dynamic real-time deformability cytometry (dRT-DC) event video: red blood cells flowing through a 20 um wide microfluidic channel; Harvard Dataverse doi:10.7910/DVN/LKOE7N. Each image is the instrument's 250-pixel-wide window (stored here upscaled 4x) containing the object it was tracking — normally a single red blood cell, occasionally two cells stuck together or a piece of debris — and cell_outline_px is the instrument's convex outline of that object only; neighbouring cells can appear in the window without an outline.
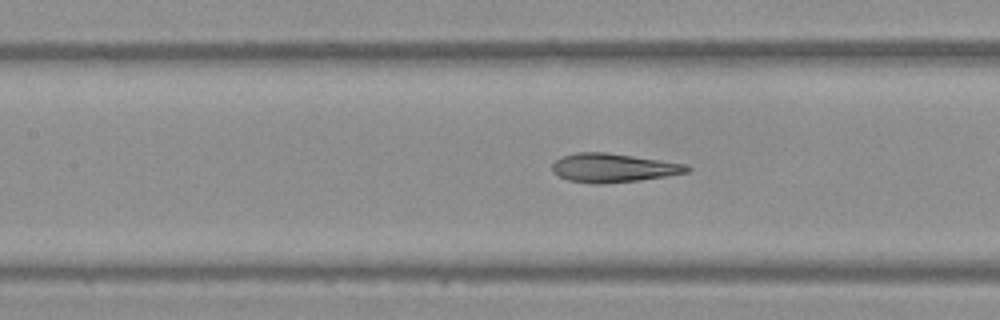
{"species": "Egyptian fruit bat (a non-hibernating species)", "species_latin": "Rousettus aegyptiacus", "temperature_condition": "warm", "stored_images_in_passage": 54, "camera_frame_rate_fps": 3000, "um_per_image_px": 0.085, "frame": {"image": 1, "passage_image": 24, "time_ms": 7.667, "image_size_px": [1000, 320], "cell_outline_px": [[692, 168], [688, 172], [640, 180], [600, 184], [592, 184], [568, 180], [552, 172], [552, 164], [560, 156], [576, 152], [608, 152], [688, 164]], "centroid_in_image_um": [52.11, 14.26], "position_along_channel_um": 155.3, "area_um2": 22.77}}
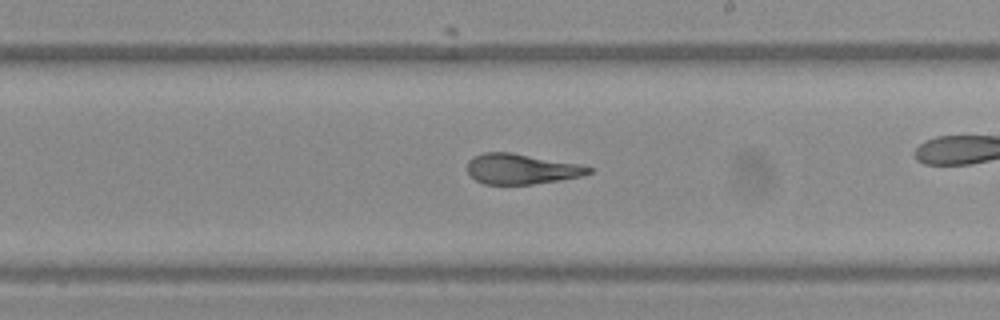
{"frame": {"image": 2, "passage_image": 31, "time_ms": 10.0, "image_size_px": [1000, 320], "cell_outline_px": [[592, 172], [584, 176], [560, 180], [532, 184], [484, 184], [476, 180], [468, 172], [468, 160], [484, 152], [512, 152], [580, 164], [592, 168]], "centroid_in_image_um": [44.35, 14.36], "position_along_channel_um": 244.7, "area_um2": 21.44}, "authors_computed_cell_mechanics": {"area_um2": 23.0622, "velocity_mm_per_s": 3.8427, "shape_relaxation_time_tau1_ms": 6.4161, "shape_relaxation_time_tau2_ms": 1.742, "deformation_change_tau1": 0.2342, "deformation_change_tau2": 0.0937}}